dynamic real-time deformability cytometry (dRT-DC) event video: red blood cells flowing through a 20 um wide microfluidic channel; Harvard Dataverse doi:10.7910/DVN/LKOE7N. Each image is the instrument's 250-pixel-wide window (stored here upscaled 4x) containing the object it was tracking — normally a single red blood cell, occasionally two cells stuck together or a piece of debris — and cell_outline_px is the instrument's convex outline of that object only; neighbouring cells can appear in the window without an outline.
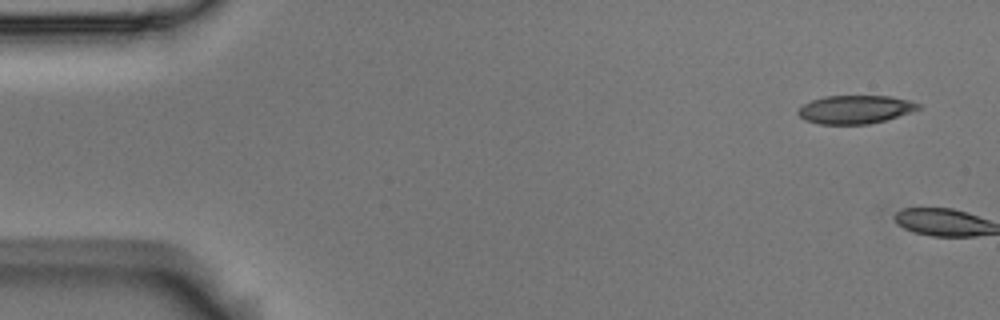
{"species": "Egyptian fruit bat (a non-hibernating species)", "species_latin": "Rousettus aegyptiacus", "temperature_condition": "room temperature", "stored_images_in_passage": 7, "camera_frame_rate_fps": 3000, "um_per_image_px": 0.085, "animal": {"sex": "male"}, "frame": {"image": 1, "passage_image": 1, "time_ms": 0.0, "image_size_px": [1000, 320], "cell_outline_px": [[924, 108], [912, 112], [884, 120], [868, 124], [820, 124], [804, 120], [796, 112], [804, 104], [812, 100], [824, 96], [892, 96], [908, 100], [920, 104]], "centroid_in_image_um": [72.72, 9.3], "position_along_channel_um": 12.3, "area_um2": 19.88}}
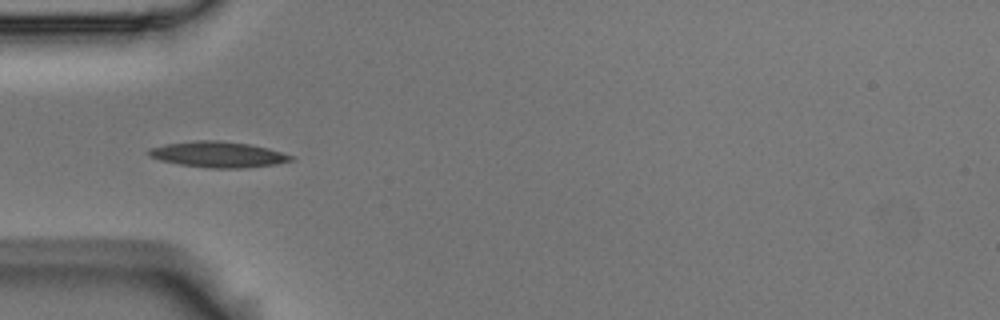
{"frame": {"image": 2, "passage_image": 6, "time_ms": 1.667, "image_size_px": [1000, 320], "cell_outline_px": [[292, 160], [276, 164], [244, 168], [212, 168], [180, 164], [160, 160], [148, 156], [148, 148], [164, 144], [196, 140], [220, 140], [248, 144], [268, 148], [292, 156]], "centroid_in_image_um": [18.49, 13.12], "position_along_channel_um": 66.5, "area_um2": 21.27}}
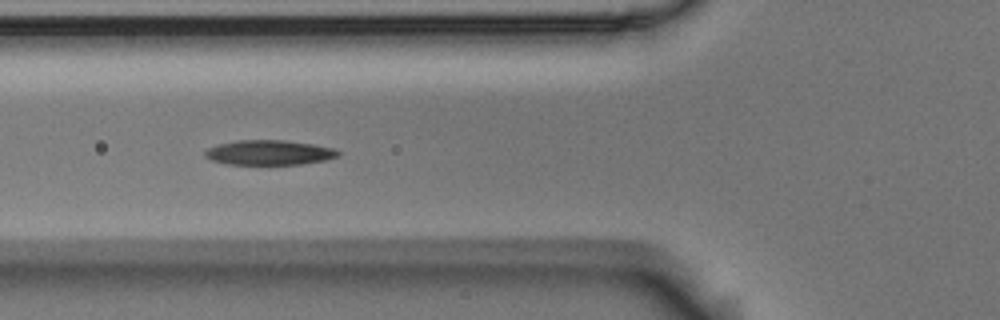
{"frame": {"image": 3, "passage_image": 7, "time_ms": 2.0, "image_size_px": [1000, 320], "cell_outline_px": [[340, 156], [324, 160], [300, 164], [228, 164], [212, 160], [204, 156], [204, 152], [208, 148], [216, 144], [236, 140], [284, 140], [312, 144], [332, 148], [340, 152]], "centroid_in_image_um": [22.85, 12.96], "position_along_channel_um": 103.0, "area_um2": 19.19}}